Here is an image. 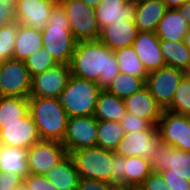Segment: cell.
Wrapping results in <instances>:
<instances>
[{
    "mask_svg": "<svg viewBox=\"0 0 190 190\" xmlns=\"http://www.w3.org/2000/svg\"><path fill=\"white\" fill-rule=\"evenodd\" d=\"M69 68L71 75L97 82L100 89L109 87L119 74L114 51L99 39L77 41Z\"/></svg>",
    "mask_w": 190,
    "mask_h": 190,
    "instance_id": "1",
    "label": "cell"
},
{
    "mask_svg": "<svg viewBox=\"0 0 190 190\" xmlns=\"http://www.w3.org/2000/svg\"><path fill=\"white\" fill-rule=\"evenodd\" d=\"M43 48L58 64L69 65L77 40L70 30L65 9L57 2L48 17V25L42 31Z\"/></svg>",
    "mask_w": 190,
    "mask_h": 190,
    "instance_id": "2",
    "label": "cell"
},
{
    "mask_svg": "<svg viewBox=\"0 0 190 190\" xmlns=\"http://www.w3.org/2000/svg\"><path fill=\"white\" fill-rule=\"evenodd\" d=\"M29 113L42 141L64 139L68 115L58 98L29 97Z\"/></svg>",
    "mask_w": 190,
    "mask_h": 190,
    "instance_id": "3",
    "label": "cell"
},
{
    "mask_svg": "<svg viewBox=\"0 0 190 190\" xmlns=\"http://www.w3.org/2000/svg\"><path fill=\"white\" fill-rule=\"evenodd\" d=\"M100 90L97 82L71 75L58 99L68 117L93 116Z\"/></svg>",
    "mask_w": 190,
    "mask_h": 190,
    "instance_id": "4",
    "label": "cell"
},
{
    "mask_svg": "<svg viewBox=\"0 0 190 190\" xmlns=\"http://www.w3.org/2000/svg\"><path fill=\"white\" fill-rule=\"evenodd\" d=\"M80 178L105 181L113 184V151L99 146L69 154Z\"/></svg>",
    "mask_w": 190,
    "mask_h": 190,
    "instance_id": "5",
    "label": "cell"
},
{
    "mask_svg": "<svg viewBox=\"0 0 190 190\" xmlns=\"http://www.w3.org/2000/svg\"><path fill=\"white\" fill-rule=\"evenodd\" d=\"M65 9L70 30L77 41L97 40L100 36L95 10L81 0H59Z\"/></svg>",
    "mask_w": 190,
    "mask_h": 190,
    "instance_id": "6",
    "label": "cell"
},
{
    "mask_svg": "<svg viewBox=\"0 0 190 190\" xmlns=\"http://www.w3.org/2000/svg\"><path fill=\"white\" fill-rule=\"evenodd\" d=\"M186 74L181 69L165 65L148 74L145 86L157 104L166 110L171 105L174 93Z\"/></svg>",
    "mask_w": 190,
    "mask_h": 190,
    "instance_id": "7",
    "label": "cell"
},
{
    "mask_svg": "<svg viewBox=\"0 0 190 190\" xmlns=\"http://www.w3.org/2000/svg\"><path fill=\"white\" fill-rule=\"evenodd\" d=\"M31 80L25 62L11 58L0 64V96L29 98Z\"/></svg>",
    "mask_w": 190,
    "mask_h": 190,
    "instance_id": "8",
    "label": "cell"
},
{
    "mask_svg": "<svg viewBox=\"0 0 190 190\" xmlns=\"http://www.w3.org/2000/svg\"><path fill=\"white\" fill-rule=\"evenodd\" d=\"M156 126L162 143L190 151V116L163 110Z\"/></svg>",
    "mask_w": 190,
    "mask_h": 190,
    "instance_id": "9",
    "label": "cell"
},
{
    "mask_svg": "<svg viewBox=\"0 0 190 190\" xmlns=\"http://www.w3.org/2000/svg\"><path fill=\"white\" fill-rule=\"evenodd\" d=\"M61 143L68 154L97 146V119L94 116L68 117L64 139Z\"/></svg>",
    "mask_w": 190,
    "mask_h": 190,
    "instance_id": "10",
    "label": "cell"
},
{
    "mask_svg": "<svg viewBox=\"0 0 190 190\" xmlns=\"http://www.w3.org/2000/svg\"><path fill=\"white\" fill-rule=\"evenodd\" d=\"M68 155L59 141H40L28 149L29 173L45 175Z\"/></svg>",
    "mask_w": 190,
    "mask_h": 190,
    "instance_id": "11",
    "label": "cell"
},
{
    "mask_svg": "<svg viewBox=\"0 0 190 190\" xmlns=\"http://www.w3.org/2000/svg\"><path fill=\"white\" fill-rule=\"evenodd\" d=\"M71 76L69 65L57 64L32 77L30 97L58 98Z\"/></svg>",
    "mask_w": 190,
    "mask_h": 190,
    "instance_id": "12",
    "label": "cell"
},
{
    "mask_svg": "<svg viewBox=\"0 0 190 190\" xmlns=\"http://www.w3.org/2000/svg\"><path fill=\"white\" fill-rule=\"evenodd\" d=\"M161 143L157 130L127 133L119 142L114 153L119 156H139L150 161Z\"/></svg>",
    "mask_w": 190,
    "mask_h": 190,
    "instance_id": "13",
    "label": "cell"
},
{
    "mask_svg": "<svg viewBox=\"0 0 190 190\" xmlns=\"http://www.w3.org/2000/svg\"><path fill=\"white\" fill-rule=\"evenodd\" d=\"M59 0H16L14 21L20 25L43 31L48 25V17Z\"/></svg>",
    "mask_w": 190,
    "mask_h": 190,
    "instance_id": "14",
    "label": "cell"
},
{
    "mask_svg": "<svg viewBox=\"0 0 190 190\" xmlns=\"http://www.w3.org/2000/svg\"><path fill=\"white\" fill-rule=\"evenodd\" d=\"M37 127L30 113L12 124H0V144L29 149L40 142Z\"/></svg>",
    "mask_w": 190,
    "mask_h": 190,
    "instance_id": "15",
    "label": "cell"
},
{
    "mask_svg": "<svg viewBox=\"0 0 190 190\" xmlns=\"http://www.w3.org/2000/svg\"><path fill=\"white\" fill-rule=\"evenodd\" d=\"M132 46L148 73L165 66L156 33L138 32Z\"/></svg>",
    "mask_w": 190,
    "mask_h": 190,
    "instance_id": "16",
    "label": "cell"
},
{
    "mask_svg": "<svg viewBox=\"0 0 190 190\" xmlns=\"http://www.w3.org/2000/svg\"><path fill=\"white\" fill-rule=\"evenodd\" d=\"M94 10L100 29H103L118 21L134 20L135 4L128 0H101Z\"/></svg>",
    "mask_w": 190,
    "mask_h": 190,
    "instance_id": "17",
    "label": "cell"
},
{
    "mask_svg": "<svg viewBox=\"0 0 190 190\" xmlns=\"http://www.w3.org/2000/svg\"><path fill=\"white\" fill-rule=\"evenodd\" d=\"M138 34L134 20L118 21L100 31L99 40L111 51L132 46Z\"/></svg>",
    "mask_w": 190,
    "mask_h": 190,
    "instance_id": "18",
    "label": "cell"
},
{
    "mask_svg": "<svg viewBox=\"0 0 190 190\" xmlns=\"http://www.w3.org/2000/svg\"><path fill=\"white\" fill-rule=\"evenodd\" d=\"M126 112L135 114L157 125L163 109L157 104L146 86L124 99Z\"/></svg>",
    "mask_w": 190,
    "mask_h": 190,
    "instance_id": "19",
    "label": "cell"
},
{
    "mask_svg": "<svg viewBox=\"0 0 190 190\" xmlns=\"http://www.w3.org/2000/svg\"><path fill=\"white\" fill-rule=\"evenodd\" d=\"M167 10L161 0H148L135 5L134 23L138 32L155 33Z\"/></svg>",
    "mask_w": 190,
    "mask_h": 190,
    "instance_id": "20",
    "label": "cell"
},
{
    "mask_svg": "<svg viewBox=\"0 0 190 190\" xmlns=\"http://www.w3.org/2000/svg\"><path fill=\"white\" fill-rule=\"evenodd\" d=\"M43 48L42 31L18 24L13 59L25 61Z\"/></svg>",
    "mask_w": 190,
    "mask_h": 190,
    "instance_id": "21",
    "label": "cell"
},
{
    "mask_svg": "<svg viewBox=\"0 0 190 190\" xmlns=\"http://www.w3.org/2000/svg\"><path fill=\"white\" fill-rule=\"evenodd\" d=\"M189 27L178 9H167L155 33L159 40L183 41Z\"/></svg>",
    "mask_w": 190,
    "mask_h": 190,
    "instance_id": "22",
    "label": "cell"
},
{
    "mask_svg": "<svg viewBox=\"0 0 190 190\" xmlns=\"http://www.w3.org/2000/svg\"><path fill=\"white\" fill-rule=\"evenodd\" d=\"M45 176L59 190H77L80 180L74 161L69 154L48 170Z\"/></svg>",
    "mask_w": 190,
    "mask_h": 190,
    "instance_id": "23",
    "label": "cell"
},
{
    "mask_svg": "<svg viewBox=\"0 0 190 190\" xmlns=\"http://www.w3.org/2000/svg\"><path fill=\"white\" fill-rule=\"evenodd\" d=\"M126 113L124 99L101 89L97 96L94 117L97 120L120 122Z\"/></svg>",
    "mask_w": 190,
    "mask_h": 190,
    "instance_id": "24",
    "label": "cell"
},
{
    "mask_svg": "<svg viewBox=\"0 0 190 190\" xmlns=\"http://www.w3.org/2000/svg\"><path fill=\"white\" fill-rule=\"evenodd\" d=\"M28 149L0 144V171L12 172L23 179L29 174Z\"/></svg>",
    "mask_w": 190,
    "mask_h": 190,
    "instance_id": "25",
    "label": "cell"
},
{
    "mask_svg": "<svg viewBox=\"0 0 190 190\" xmlns=\"http://www.w3.org/2000/svg\"><path fill=\"white\" fill-rule=\"evenodd\" d=\"M160 51L166 66L190 73V50L184 41L160 40Z\"/></svg>",
    "mask_w": 190,
    "mask_h": 190,
    "instance_id": "26",
    "label": "cell"
},
{
    "mask_svg": "<svg viewBox=\"0 0 190 190\" xmlns=\"http://www.w3.org/2000/svg\"><path fill=\"white\" fill-rule=\"evenodd\" d=\"M125 190L138 189L150 175V163L139 156L125 157Z\"/></svg>",
    "mask_w": 190,
    "mask_h": 190,
    "instance_id": "27",
    "label": "cell"
},
{
    "mask_svg": "<svg viewBox=\"0 0 190 190\" xmlns=\"http://www.w3.org/2000/svg\"><path fill=\"white\" fill-rule=\"evenodd\" d=\"M29 113V101L24 97L0 96V124H12Z\"/></svg>",
    "mask_w": 190,
    "mask_h": 190,
    "instance_id": "28",
    "label": "cell"
},
{
    "mask_svg": "<svg viewBox=\"0 0 190 190\" xmlns=\"http://www.w3.org/2000/svg\"><path fill=\"white\" fill-rule=\"evenodd\" d=\"M114 54L118 62L119 73L129 74L138 78H147L149 73L139 60L133 46L117 49Z\"/></svg>",
    "mask_w": 190,
    "mask_h": 190,
    "instance_id": "29",
    "label": "cell"
},
{
    "mask_svg": "<svg viewBox=\"0 0 190 190\" xmlns=\"http://www.w3.org/2000/svg\"><path fill=\"white\" fill-rule=\"evenodd\" d=\"M124 135L120 122L97 120V146L115 151Z\"/></svg>",
    "mask_w": 190,
    "mask_h": 190,
    "instance_id": "30",
    "label": "cell"
},
{
    "mask_svg": "<svg viewBox=\"0 0 190 190\" xmlns=\"http://www.w3.org/2000/svg\"><path fill=\"white\" fill-rule=\"evenodd\" d=\"M168 169L160 174L165 180L186 179L190 181V151L172 148L169 156Z\"/></svg>",
    "mask_w": 190,
    "mask_h": 190,
    "instance_id": "31",
    "label": "cell"
},
{
    "mask_svg": "<svg viewBox=\"0 0 190 190\" xmlns=\"http://www.w3.org/2000/svg\"><path fill=\"white\" fill-rule=\"evenodd\" d=\"M145 80L146 78L119 73L106 90L118 98L125 99L142 89L145 86Z\"/></svg>",
    "mask_w": 190,
    "mask_h": 190,
    "instance_id": "32",
    "label": "cell"
},
{
    "mask_svg": "<svg viewBox=\"0 0 190 190\" xmlns=\"http://www.w3.org/2000/svg\"><path fill=\"white\" fill-rule=\"evenodd\" d=\"M166 110L190 116V73H187L181 80L174 93L173 101Z\"/></svg>",
    "mask_w": 190,
    "mask_h": 190,
    "instance_id": "33",
    "label": "cell"
},
{
    "mask_svg": "<svg viewBox=\"0 0 190 190\" xmlns=\"http://www.w3.org/2000/svg\"><path fill=\"white\" fill-rule=\"evenodd\" d=\"M24 62L31 78L58 64L44 48L29 56Z\"/></svg>",
    "mask_w": 190,
    "mask_h": 190,
    "instance_id": "34",
    "label": "cell"
},
{
    "mask_svg": "<svg viewBox=\"0 0 190 190\" xmlns=\"http://www.w3.org/2000/svg\"><path fill=\"white\" fill-rule=\"evenodd\" d=\"M18 23L12 21L0 30V64L13 57Z\"/></svg>",
    "mask_w": 190,
    "mask_h": 190,
    "instance_id": "35",
    "label": "cell"
},
{
    "mask_svg": "<svg viewBox=\"0 0 190 190\" xmlns=\"http://www.w3.org/2000/svg\"><path fill=\"white\" fill-rule=\"evenodd\" d=\"M120 124L125 134L135 131L157 130V126L153 125L149 120L127 112L120 120Z\"/></svg>",
    "mask_w": 190,
    "mask_h": 190,
    "instance_id": "36",
    "label": "cell"
},
{
    "mask_svg": "<svg viewBox=\"0 0 190 190\" xmlns=\"http://www.w3.org/2000/svg\"><path fill=\"white\" fill-rule=\"evenodd\" d=\"M173 146L160 143L152 159L149 161L151 172L161 173L168 169L169 156H172Z\"/></svg>",
    "mask_w": 190,
    "mask_h": 190,
    "instance_id": "37",
    "label": "cell"
},
{
    "mask_svg": "<svg viewBox=\"0 0 190 190\" xmlns=\"http://www.w3.org/2000/svg\"><path fill=\"white\" fill-rule=\"evenodd\" d=\"M24 190H59L50 180L41 174L29 173L23 179Z\"/></svg>",
    "mask_w": 190,
    "mask_h": 190,
    "instance_id": "38",
    "label": "cell"
},
{
    "mask_svg": "<svg viewBox=\"0 0 190 190\" xmlns=\"http://www.w3.org/2000/svg\"><path fill=\"white\" fill-rule=\"evenodd\" d=\"M125 157L119 156L113 151V184L121 190H125Z\"/></svg>",
    "mask_w": 190,
    "mask_h": 190,
    "instance_id": "39",
    "label": "cell"
},
{
    "mask_svg": "<svg viewBox=\"0 0 190 190\" xmlns=\"http://www.w3.org/2000/svg\"><path fill=\"white\" fill-rule=\"evenodd\" d=\"M138 190H170V188L160 173L151 172Z\"/></svg>",
    "mask_w": 190,
    "mask_h": 190,
    "instance_id": "40",
    "label": "cell"
},
{
    "mask_svg": "<svg viewBox=\"0 0 190 190\" xmlns=\"http://www.w3.org/2000/svg\"><path fill=\"white\" fill-rule=\"evenodd\" d=\"M23 187V178L14 173L0 171V190H18Z\"/></svg>",
    "mask_w": 190,
    "mask_h": 190,
    "instance_id": "41",
    "label": "cell"
},
{
    "mask_svg": "<svg viewBox=\"0 0 190 190\" xmlns=\"http://www.w3.org/2000/svg\"><path fill=\"white\" fill-rule=\"evenodd\" d=\"M77 190H121L118 186L100 180L80 178Z\"/></svg>",
    "mask_w": 190,
    "mask_h": 190,
    "instance_id": "42",
    "label": "cell"
},
{
    "mask_svg": "<svg viewBox=\"0 0 190 190\" xmlns=\"http://www.w3.org/2000/svg\"><path fill=\"white\" fill-rule=\"evenodd\" d=\"M14 21V8L0 3V30L8 23Z\"/></svg>",
    "mask_w": 190,
    "mask_h": 190,
    "instance_id": "43",
    "label": "cell"
},
{
    "mask_svg": "<svg viewBox=\"0 0 190 190\" xmlns=\"http://www.w3.org/2000/svg\"><path fill=\"white\" fill-rule=\"evenodd\" d=\"M170 190H190V181L186 179L166 180Z\"/></svg>",
    "mask_w": 190,
    "mask_h": 190,
    "instance_id": "44",
    "label": "cell"
},
{
    "mask_svg": "<svg viewBox=\"0 0 190 190\" xmlns=\"http://www.w3.org/2000/svg\"><path fill=\"white\" fill-rule=\"evenodd\" d=\"M178 10L181 13V16L184 20H186L190 26V1L186 2L185 4L181 5Z\"/></svg>",
    "mask_w": 190,
    "mask_h": 190,
    "instance_id": "45",
    "label": "cell"
},
{
    "mask_svg": "<svg viewBox=\"0 0 190 190\" xmlns=\"http://www.w3.org/2000/svg\"><path fill=\"white\" fill-rule=\"evenodd\" d=\"M167 7V9H178L181 5L190 0H161Z\"/></svg>",
    "mask_w": 190,
    "mask_h": 190,
    "instance_id": "46",
    "label": "cell"
},
{
    "mask_svg": "<svg viewBox=\"0 0 190 190\" xmlns=\"http://www.w3.org/2000/svg\"><path fill=\"white\" fill-rule=\"evenodd\" d=\"M184 44L186 45V47L190 50V27L184 37Z\"/></svg>",
    "mask_w": 190,
    "mask_h": 190,
    "instance_id": "47",
    "label": "cell"
},
{
    "mask_svg": "<svg viewBox=\"0 0 190 190\" xmlns=\"http://www.w3.org/2000/svg\"><path fill=\"white\" fill-rule=\"evenodd\" d=\"M81 1L86 3L88 6L95 8L97 4L99 3V1L101 0H81Z\"/></svg>",
    "mask_w": 190,
    "mask_h": 190,
    "instance_id": "48",
    "label": "cell"
},
{
    "mask_svg": "<svg viewBox=\"0 0 190 190\" xmlns=\"http://www.w3.org/2000/svg\"><path fill=\"white\" fill-rule=\"evenodd\" d=\"M0 3L10 5V6H12L14 8L16 0H0Z\"/></svg>",
    "mask_w": 190,
    "mask_h": 190,
    "instance_id": "49",
    "label": "cell"
},
{
    "mask_svg": "<svg viewBox=\"0 0 190 190\" xmlns=\"http://www.w3.org/2000/svg\"><path fill=\"white\" fill-rule=\"evenodd\" d=\"M128 1H130L131 3H133V4H139V3H142V2H145V1H148V0H128Z\"/></svg>",
    "mask_w": 190,
    "mask_h": 190,
    "instance_id": "50",
    "label": "cell"
}]
</instances>
